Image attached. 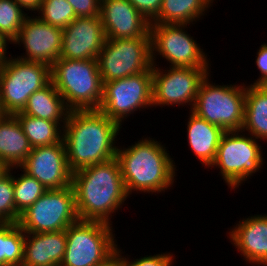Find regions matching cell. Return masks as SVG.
<instances>
[{"label": "cell", "instance_id": "obj_1", "mask_svg": "<svg viewBox=\"0 0 267 266\" xmlns=\"http://www.w3.org/2000/svg\"><path fill=\"white\" fill-rule=\"evenodd\" d=\"M121 128L99 110H70L62 139L71 171L115 158Z\"/></svg>", "mask_w": 267, "mask_h": 266}, {"label": "cell", "instance_id": "obj_2", "mask_svg": "<svg viewBox=\"0 0 267 266\" xmlns=\"http://www.w3.org/2000/svg\"><path fill=\"white\" fill-rule=\"evenodd\" d=\"M71 185L79 220L113 225L112 214L130 198L116 157L73 172Z\"/></svg>", "mask_w": 267, "mask_h": 266}, {"label": "cell", "instance_id": "obj_3", "mask_svg": "<svg viewBox=\"0 0 267 266\" xmlns=\"http://www.w3.org/2000/svg\"><path fill=\"white\" fill-rule=\"evenodd\" d=\"M165 145L147 136L127 148L118 146L116 158L129 197L136 192L165 193L173 187L178 170Z\"/></svg>", "mask_w": 267, "mask_h": 266}, {"label": "cell", "instance_id": "obj_4", "mask_svg": "<svg viewBox=\"0 0 267 266\" xmlns=\"http://www.w3.org/2000/svg\"><path fill=\"white\" fill-rule=\"evenodd\" d=\"M51 81L69 110H98L103 83L97 59L59 58L51 66Z\"/></svg>", "mask_w": 267, "mask_h": 266}, {"label": "cell", "instance_id": "obj_5", "mask_svg": "<svg viewBox=\"0 0 267 266\" xmlns=\"http://www.w3.org/2000/svg\"><path fill=\"white\" fill-rule=\"evenodd\" d=\"M252 135L240 131H225L221 137L211 166L218 168L222 179L230 189L239 188L264 165L261 143Z\"/></svg>", "mask_w": 267, "mask_h": 266}, {"label": "cell", "instance_id": "obj_6", "mask_svg": "<svg viewBox=\"0 0 267 266\" xmlns=\"http://www.w3.org/2000/svg\"><path fill=\"white\" fill-rule=\"evenodd\" d=\"M13 56L9 53L8 57L0 63V112L2 115H15L22 112L29 97L51 81L49 65Z\"/></svg>", "mask_w": 267, "mask_h": 266}, {"label": "cell", "instance_id": "obj_7", "mask_svg": "<svg viewBox=\"0 0 267 266\" xmlns=\"http://www.w3.org/2000/svg\"><path fill=\"white\" fill-rule=\"evenodd\" d=\"M210 76L201 82L191 111L224 131L242 130L246 84L217 85Z\"/></svg>", "mask_w": 267, "mask_h": 266}, {"label": "cell", "instance_id": "obj_8", "mask_svg": "<svg viewBox=\"0 0 267 266\" xmlns=\"http://www.w3.org/2000/svg\"><path fill=\"white\" fill-rule=\"evenodd\" d=\"M113 226L78 220L66 229V250L60 266H97L112 255L118 243Z\"/></svg>", "mask_w": 267, "mask_h": 266}, {"label": "cell", "instance_id": "obj_9", "mask_svg": "<svg viewBox=\"0 0 267 266\" xmlns=\"http://www.w3.org/2000/svg\"><path fill=\"white\" fill-rule=\"evenodd\" d=\"M102 83L152 72L151 37L106 39L97 58Z\"/></svg>", "mask_w": 267, "mask_h": 266}, {"label": "cell", "instance_id": "obj_10", "mask_svg": "<svg viewBox=\"0 0 267 266\" xmlns=\"http://www.w3.org/2000/svg\"><path fill=\"white\" fill-rule=\"evenodd\" d=\"M187 26L192 25L150 23L153 65L159 63L156 61L159 55L160 59L163 58L170 64L169 67H211L208 54L200 48L197 40L188 34Z\"/></svg>", "mask_w": 267, "mask_h": 266}, {"label": "cell", "instance_id": "obj_11", "mask_svg": "<svg viewBox=\"0 0 267 266\" xmlns=\"http://www.w3.org/2000/svg\"><path fill=\"white\" fill-rule=\"evenodd\" d=\"M78 220L75 193L71 185L47 190L20 215L18 225L28 233L56 232L66 230Z\"/></svg>", "mask_w": 267, "mask_h": 266}, {"label": "cell", "instance_id": "obj_12", "mask_svg": "<svg viewBox=\"0 0 267 266\" xmlns=\"http://www.w3.org/2000/svg\"><path fill=\"white\" fill-rule=\"evenodd\" d=\"M152 92V72L105 82L98 110L122 126L124 120L136 111L153 108Z\"/></svg>", "mask_w": 267, "mask_h": 266}, {"label": "cell", "instance_id": "obj_13", "mask_svg": "<svg viewBox=\"0 0 267 266\" xmlns=\"http://www.w3.org/2000/svg\"><path fill=\"white\" fill-rule=\"evenodd\" d=\"M163 68V69H162ZM152 67V105L190 106L192 110L201 82L212 72L211 68ZM181 105V106H180Z\"/></svg>", "mask_w": 267, "mask_h": 266}, {"label": "cell", "instance_id": "obj_14", "mask_svg": "<svg viewBox=\"0 0 267 266\" xmlns=\"http://www.w3.org/2000/svg\"><path fill=\"white\" fill-rule=\"evenodd\" d=\"M20 168L47 190L63 189L72 183L73 172L68 165L63 139L59 143L33 147Z\"/></svg>", "mask_w": 267, "mask_h": 266}, {"label": "cell", "instance_id": "obj_15", "mask_svg": "<svg viewBox=\"0 0 267 266\" xmlns=\"http://www.w3.org/2000/svg\"><path fill=\"white\" fill-rule=\"evenodd\" d=\"M63 29L40 20L35 14L27 16L17 38L11 43L22 45L25 53L19 59L42 62L50 67L61 54Z\"/></svg>", "mask_w": 267, "mask_h": 266}, {"label": "cell", "instance_id": "obj_16", "mask_svg": "<svg viewBox=\"0 0 267 266\" xmlns=\"http://www.w3.org/2000/svg\"><path fill=\"white\" fill-rule=\"evenodd\" d=\"M106 36L100 16L76 17L62 32L59 58L97 59Z\"/></svg>", "mask_w": 267, "mask_h": 266}, {"label": "cell", "instance_id": "obj_17", "mask_svg": "<svg viewBox=\"0 0 267 266\" xmlns=\"http://www.w3.org/2000/svg\"><path fill=\"white\" fill-rule=\"evenodd\" d=\"M106 39L151 37L150 22L128 0H100Z\"/></svg>", "mask_w": 267, "mask_h": 266}, {"label": "cell", "instance_id": "obj_18", "mask_svg": "<svg viewBox=\"0 0 267 266\" xmlns=\"http://www.w3.org/2000/svg\"><path fill=\"white\" fill-rule=\"evenodd\" d=\"M237 222L227 233L231 244L246 264L267 266V214L250 215Z\"/></svg>", "mask_w": 267, "mask_h": 266}, {"label": "cell", "instance_id": "obj_19", "mask_svg": "<svg viewBox=\"0 0 267 266\" xmlns=\"http://www.w3.org/2000/svg\"><path fill=\"white\" fill-rule=\"evenodd\" d=\"M66 250V230L25 232L22 266H60Z\"/></svg>", "mask_w": 267, "mask_h": 266}, {"label": "cell", "instance_id": "obj_20", "mask_svg": "<svg viewBox=\"0 0 267 266\" xmlns=\"http://www.w3.org/2000/svg\"><path fill=\"white\" fill-rule=\"evenodd\" d=\"M187 119V142L192 154L203 165L209 168L213 163L221 137L225 132L221 127L211 124L192 111Z\"/></svg>", "mask_w": 267, "mask_h": 266}, {"label": "cell", "instance_id": "obj_21", "mask_svg": "<svg viewBox=\"0 0 267 266\" xmlns=\"http://www.w3.org/2000/svg\"><path fill=\"white\" fill-rule=\"evenodd\" d=\"M29 139L14 115H0V162L20 167L32 151Z\"/></svg>", "mask_w": 267, "mask_h": 266}, {"label": "cell", "instance_id": "obj_22", "mask_svg": "<svg viewBox=\"0 0 267 266\" xmlns=\"http://www.w3.org/2000/svg\"><path fill=\"white\" fill-rule=\"evenodd\" d=\"M69 111L62 95L50 81L45 87L37 90L29 97L22 113L57 122L64 128Z\"/></svg>", "mask_w": 267, "mask_h": 266}, {"label": "cell", "instance_id": "obj_23", "mask_svg": "<svg viewBox=\"0 0 267 266\" xmlns=\"http://www.w3.org/2000/svg\"><path fill=\"white\" fill-rule=\"evenodd\" d=\"M242 131L267 142V85H246Z\"/></svg>", "mask_w": 267, "mask_h": 266}, {"label": "cell", "instance_id": "obj_24", "mask_svg": "<svg viewBox=\"0 0 267 266\" xmlns=\"http://www.w3.org/2000/svg\"><path fill=\"white\" fill-rule=\"evenodd\" d=\"M214 1L163 0L159 15L151 23L193 25L209 13Z\"/></svg>", "mask_w": 267, "mask_h": 266}, {"label": "cell", "instance_id": "obj_25", "mask_svg": "<svg viewBox=\"0 0 267 266\" xmlns=\"http://www.w3.org/2000/svg\"><path fill=\"white\" fill-rule=\"evenodd\" d=\"M32 147L59 143L63 138V128L53 121L28 116L22 112L14 115Z\"/></svg>", "mask_w": 267, "mask_h": 266}, {"label": "cell", "instance_id": "obj_26", "mask_svg": "<svg viewBox=\"0 0 267 266\" xmlns=\"http://www.w3.org/2000/svg\"><path fill=\"white\" fill-rule=\"evenodd\" d=\"M24 241L18 223H0V266H22Z\"/></svg>", "mask_w": 267, "mask_h": 266}, {"label": "cell", "instance_id": "obj_27", "mask_svg": "<svg viewBox=\"0 0 267 266\" xmlns=\"http://www.w3.org/2000/svg\"><path fill=\"white\" fill-rule=\"evenodd\" d=\"M17 169H20L22 174H17V177L13 174V187L16 212L20 216L35 203L47 189L34 177L25 173L20 167H16V170Z\"/></svg>", "mask_w": 267, "mask_h": 266}, {"label": "cell", "instance_id": "obj_28", "mask_svg": "<svg viewBox=\"0 0 267 266\" xmlns=\"http://www.w3.org/2000/svg\"><path fill=\"white\" fill-rule=\"evenodd\" d=\"M28 14L14 0H0V34L10 44L17 38Z\"/></svg>", "mask_w": 267, "mask_h": 266}, {"label": "cell", "instance_id": "obj_29", "mask_svg": "<svg viewBox=\"0 0 267 266\" xmlns=\"http://www.w3.org/2000/svg\"><path fill=\"white\" fill-rule=\"evenodd\" d=\"M35 14L43 22L61 29L66 28L77 17L67 0H42Z\"/></svg>", "mask_w": 267, "mask_h": 266}, {"label": "cell", "instance_id": "obj_30", "mask_svg": "<svg viewBox=\"0 0 267 266\" xmlns=\"http://www.w3.org/2000/svg\"><path fill=\"white\" fill-rule=\"evenodd\" d=\"M9 168L0 178V223H18L20 216L16 212L13 187V170Z\"/></svg>", "mask_w": 267, "mask_h": 266}, {"label": "cell", "instance_id": "obj_31", "mask_svg": "<svg viewBox=\"0 0 267 266\" xmlns=\"http://www.w3.org/2000/svg\"><path fill=\"white\" fill-rule=\"evenodd\" d=\"M128 256L130 255H123V266H173L176 259L171 252L145 255L132 260Z\"/></svg>", "mask_w": 267, "mask_h": 266}, {"label": "cell", "instance_id": "obj_32", "mask_svg": "<svg viewBox=\"0 0 267 266\" xmlns=\"http://www.w3.org/2000/svg\"><path fill=\"white\" fill-rule=\"evenodd\" d=\"M77 17L100 16V0H67Z\"/></svg>", "mask_w": 267, "mask_h": 266}, {"label": "cell", "instance_id": "obj_33", "mask_svg": "<svg viewBox=\"0 0 267 266\" xmlns=\"http://www.w3.org/2000/svg\"><path fill=\"white\" fill-rule=\"evenodd\" d=\"M150 23L159 15L163 0H128Z\"/></svg>", "mask_w": 267, "mask_h": 266}, {"label": "cell", "instance_id": "obj_34", "mask_svg": "<svg viewBox=\"0 0 267 266\" xmlns=\"http://www.w3.org/2000/svg\"><path fill=\"white\" fill-rule=\"evenodd\" d=\"M255 64L259 70V77L250 85H267V43L261 44L256 53ZM261 76V77H260Z\"/></svg>", "mask_w": 267, "mask_h": 266}, {"label": "cell", "instance_id": "obj_35", "mask_svg": "<svg viewBox=\"0 0 267 266\" xmlns=\"http://www.w3.org/2000/svg\"><path fill=\"white\" fill-rule=\"evenodd\" d=\"M120 246L117 247L116 251L110 255L104 262L97 266H123V255L124 252L120 250Z\"/></svg>", "mask_w": 267, "mask_h": 266}, {"label": "cell", "instance_id": "obj_36", "mask_svg": "<svg viewBox=\"0 0 267 266\" xmlns=\"http://www.w3.org/2000/svg\"><path fill=\"white\" fill-rule=\"evenodd\" d=\"M16 3H18L27 13L28 11H31L30 15L33 13H36L39 6L41 5L42 0H14Z\"/></svg>", "mask_w": 267, "mask_h": 266}, {"label": "cell", "instance_id": "obj_37", "mask_svg": "<svg viewBox=\"0 0 267 266\" xmlns=\"http://www.w3.org/2000/svg\"><path fill=\"white\" fill-rule=\"evenodd\" d=\"M9 42L4 39V37L0 34V63H2L7 57V50L9 49Z\"/></svg>", "mask_w": 267, "mask_h": 266}, {"label": "cell", "instance_id": "obj_38", "mask_svg": "<svg viewBox=\"0 0 267 266\" xmlns=\"http://www.w3.org/2000/svg\"><path fill=\"white\" fill-rule=\"evenodd\" d=\"M8 169L9 168L4 163L0 162V178L8 171Z\"/></svg>", "mask_w": 267, "mask_h": 266}]
</instances>
